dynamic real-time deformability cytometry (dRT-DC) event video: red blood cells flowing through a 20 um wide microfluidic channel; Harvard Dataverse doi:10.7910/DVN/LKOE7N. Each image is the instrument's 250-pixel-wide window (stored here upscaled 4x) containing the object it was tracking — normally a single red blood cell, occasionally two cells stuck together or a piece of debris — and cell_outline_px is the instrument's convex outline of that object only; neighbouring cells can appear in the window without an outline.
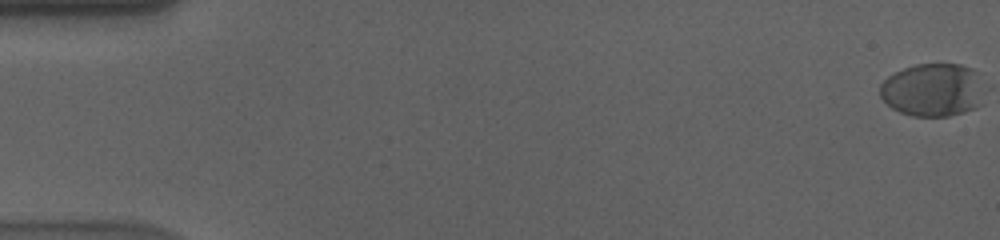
{"species": "human", "species_latin": "Homo sapiens", "temperature_condition": "cold", "stored_images_in_passage": 59, "camera_frame_rate_fps": 3000, "um_per_image_px": 0.085, "donor": {"sex": "male"}, "frame": {"image": 1, "passage_image": 1, "time_ms": 0.0, "image_size_px": [1000, 240], "cell_outline_px": [[984, 104], [976, 108], [964, 112], [948, 116], [912, 116], [900, 112], [892, 108], [880, 96], [880, 84], [888, 76], [904, 68], [916, 64], [960, 64], [972, 68], [984, 100]], "centroid_in_image_um": [79.26, 7.66], "position_along_channel_um": 5.7, "area_um2": 32.08}}
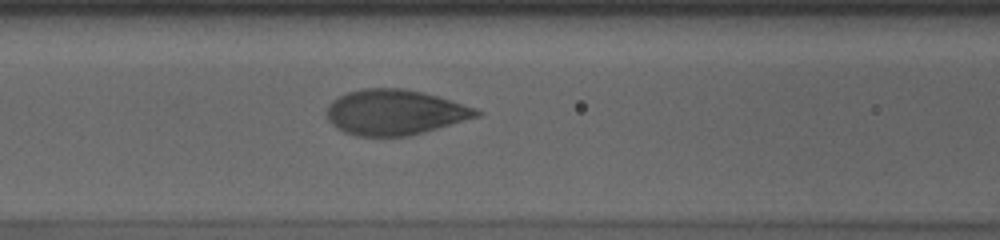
{"frame": {"image": 2, "passage_image": 26, "time_ms": 8.333, "image_size_px": [1000, 240], "cell_outline_px": [[484, 112], [480, 116], [424, 132], [408, 136], [356, 136], [344, 132], [336, 128], [328, 120], [324, 112], [328, 104], [332, 100], [348, 92], [364, 88], [404, 88], [436, 96], [476, 108]], "centroid_in_image_um": [33.52, 9.55], "position_along_channel_um": 133.1, "area_um2": 39.59}}
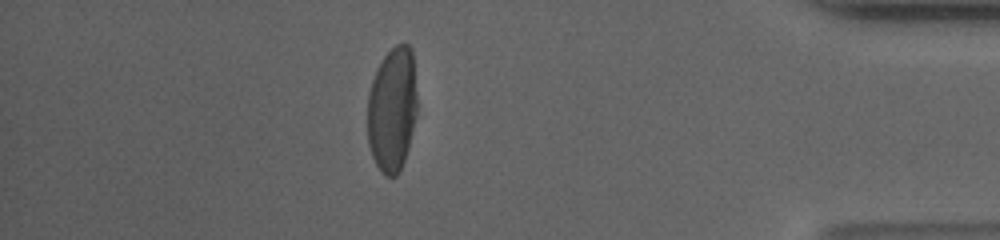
{"frame": {"image": 3, "passage_image": 52, "time_ms": 17.0, "image_size_px": [1000, 240], "cell_outline_px": [[416, 116], [408, 148], [400, 172], [396, 176], [384, 176], [376, 164], [372, 156], [368, 144], [368, 92], [376, 68], [384, 56], [396, 44], [408, 44], [412, 48], [416, 96]], "centroid_in_image_um": [33.33, 9.3], "position_along_channel_um": 401.9, "area_um2": 36.18}, "authors_computed_cell_mechanics": {"area_um2": 37.3966, "velocity_mm_per_s": 3.569, "shape_relaxation_time_tau1_ms": 4.714, "shape_relaxation_time_tau2_ms": null, "deformation_change_tau1": 0.1944, "deformation_change_tau2": null}}